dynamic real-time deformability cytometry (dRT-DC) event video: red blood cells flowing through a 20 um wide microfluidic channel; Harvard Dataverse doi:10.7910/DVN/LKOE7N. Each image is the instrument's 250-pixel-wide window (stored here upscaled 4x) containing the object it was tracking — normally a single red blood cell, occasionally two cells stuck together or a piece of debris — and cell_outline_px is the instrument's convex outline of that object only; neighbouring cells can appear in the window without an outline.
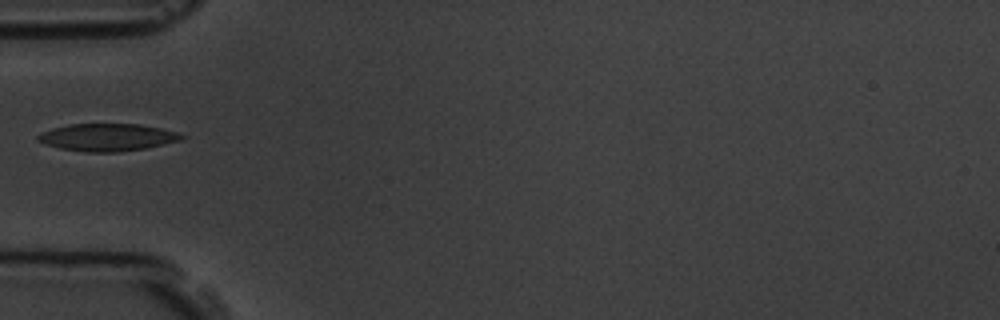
{"species": "common noctule bat (a hibernating species)", "species_latin": "Nyctalus noctula", "temperature_condition": "room temperature", "stored_images_in_passage": 5, "camera_frame_rate_fps": 3000, "um_per_image_px": 0.085, "animal": {"sex": "male", "body_mass_g": 19.5, "forearm_length_mm": 54.6}, "frame": {"image": 1, "passage_image": 5, "time_ms": 5.333, "image_size_px": [1000, 320], "cell_outline_px": [[188, 136], [180, 140], [148, 148], [116, 152], [84, 152], [60, 148], [44, 144], [36, 140], [36, 136], [40, 132], [52, 128], [68, 124], [140, 124], [160, 128], [176, 132]], "centroid_in_image_um": [9.09, 11.67], "position_along_channel_um": 75.9, "area_um2": 23.12}}